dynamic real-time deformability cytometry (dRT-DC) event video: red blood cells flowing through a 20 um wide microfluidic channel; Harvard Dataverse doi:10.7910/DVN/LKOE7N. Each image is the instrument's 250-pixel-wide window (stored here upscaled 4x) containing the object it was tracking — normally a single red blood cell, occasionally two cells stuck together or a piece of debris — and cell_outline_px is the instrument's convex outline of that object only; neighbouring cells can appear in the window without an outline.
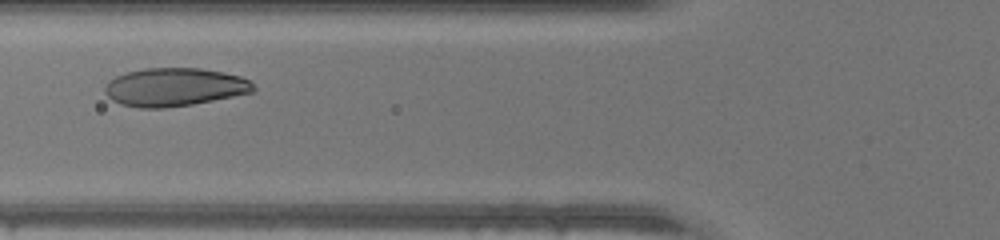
{"species": "human", "species_latin": "Homo sapiens", "temperature_condition": "warm", "stored_images_in_passage": 27, "camera_frame_rate_fps": 3000, "um_per_image_px": 0.085, "donor": {"sex": "male"}, "frame": {"image": 1, "passage_image": 8, "time_ms": 2.333, "image_size_px": [1000, 240], "cell_outline_px": [[256, 92], [192, 104], [164, 108], [140, 108], [120, 104], [112, 100], [104, 92], [104, 84], [108, 80], [116, 76], [128, 72], [144, 68], [200, 68], [224, 72], [240, 76], [248, 80], [256, 88]], "centroid_in_image_um": [14.82, 7.4], "position_along_channel_um": 111.0, "area_um2": 33.29}}
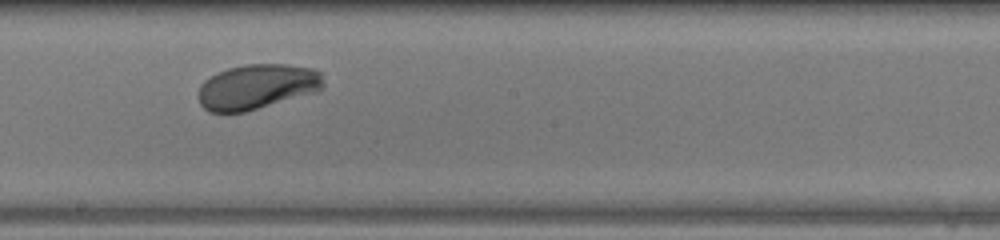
{"frame": {"image": 2, "passage_image": 16, "time_ms": 5.0, "image_size_px": [1000, 240], "cell_outline_px": [[324, 88], [316, 92], [244, 112], [208, 112], [200, 104], [200, 84], [204, 80], [216, 72], [228, 68], [248, 64], [288, 64], [312, 68], [320, 72], [324, 84]], "centroid_in_image_um": [21.86, 7.36], "position_along_channel_um": 226.3, "area_um2": 32.83}}
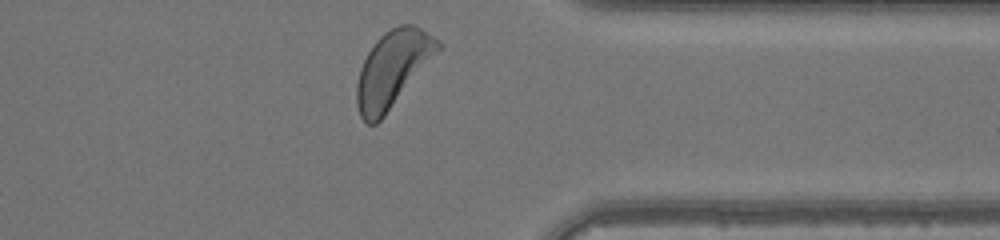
{"frame": {"image": 3, "passage_image": 27, "time_ms": 8.667, "image_size_px": [1000, 240], "cell_outline_px": [[444, 44], [384, 116], [376, 124], [368, 124], [360, 116], [356, 104], [356, 84], [360, 68], [372, 44], [384, 32], [400, 24], [412, 24], [420, 28]], "centroid_in_image_um": [33.34, 5.85], "position_along_channel_um": 378.1, "area_um2": 35.49}}